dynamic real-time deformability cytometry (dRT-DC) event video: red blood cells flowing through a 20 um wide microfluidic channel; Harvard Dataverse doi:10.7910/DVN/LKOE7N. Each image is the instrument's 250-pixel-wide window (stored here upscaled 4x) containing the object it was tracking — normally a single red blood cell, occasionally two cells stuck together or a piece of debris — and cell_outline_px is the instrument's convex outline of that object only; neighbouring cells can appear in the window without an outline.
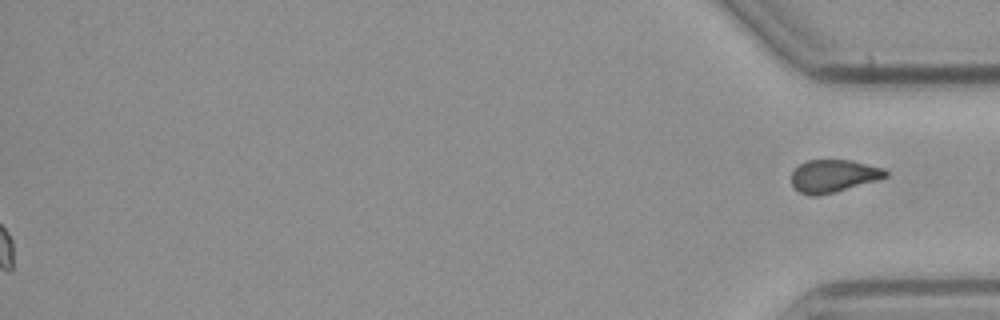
{"species": "common noctule bat (a hibernating species)", "species_latin": "Nyctalus noctula", "temperature_condition": "cold", "stored_images_in_passage": 57, "segment_of_instrument_passage": [2, 2], "camera_frame_rate_fps": 3000, "um_per_image_px": 0.085, "animal": {"sex": "male", "body_mass_g": 23.1, "forearm_length_mm": 52.7}, "frame": {"image": 1, "passage_image": 57, "time_ms": 18.667, "image_size_px": [1000, 320], "cell_outline_px": [[888, 176], [876, 180], [832, 192], [816, 196], [812, 196], [800, 192], [792, 184], [792, 172], [800, 164], [808, 160], [852, 160], [884, 168], [888, 172]], "centroid_in_image_um": [70.85, 14.94], "position_along_channel_um": 364.3, "area_um2": 17.57}}